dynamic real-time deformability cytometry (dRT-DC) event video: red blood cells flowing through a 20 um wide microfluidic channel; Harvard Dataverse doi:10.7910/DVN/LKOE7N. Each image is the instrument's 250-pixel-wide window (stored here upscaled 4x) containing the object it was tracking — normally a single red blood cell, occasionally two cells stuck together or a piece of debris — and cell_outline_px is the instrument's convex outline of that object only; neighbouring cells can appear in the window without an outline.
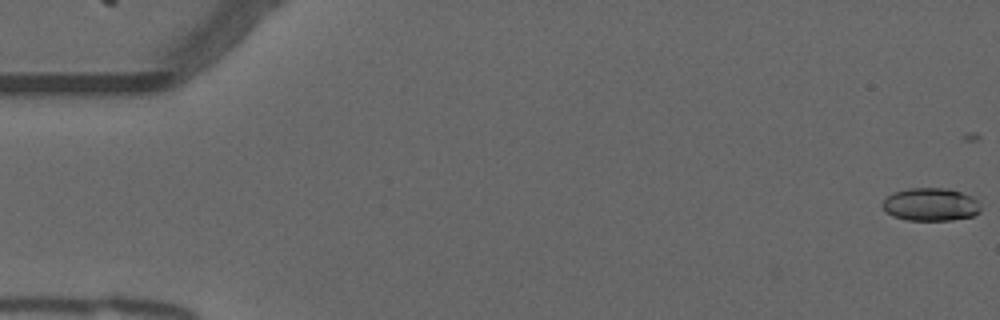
{"species": "common noctule bat (a hibernating species)", "species_latin": "Nyctalus noctula", "temperature_condition": "warm", "stored_images_in_passage": 21, "camera_frame_rate_fps": 3000, "um_per_image_px": 0.085, "animal": {"sex": "male", "forearm_length_mm": 52.5}, "frame": {"image": 1, "passage_image": 1, "time_ms": 0.0, "image_size_px": [1000, 320], "cell_outline_px": [[980, 212], [972, 216], [952, 220], [908, 220], [892, 216], [880, 204], [884, 196], [892, 192], [908, 188], [948, 188], [972, 196], [976, 200], [980, 208]], "centroid_in_image_um": [79.05, 17.37], "position_along_channel_um": 5.9, "area_um2": 19.02}}
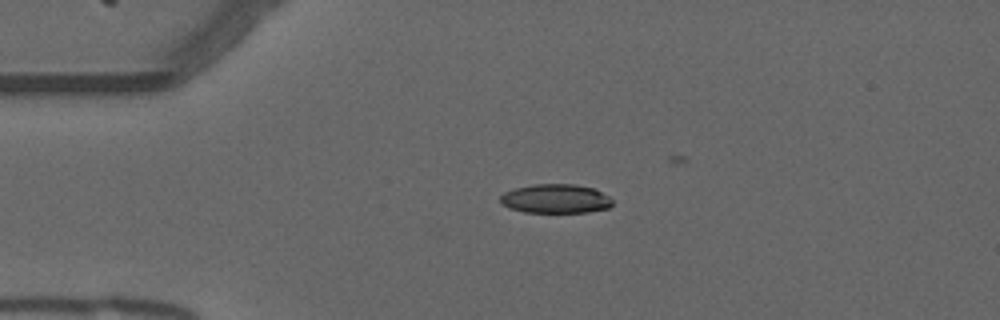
{"frame": {"image": 2, "passage_image": 13, "time_ms": 4.0, "image_size_px": [1000, 320], "cell_outline_px": [[612, 204], [608, 208], [588, 212], [524, 212], [508, 208], [500, 200], [500, 196], [504, 192], [516, 188], [532, 184], [576, 184], [592, 188], [608, 196], [612, 200]], "centroid_in_image_um": [47.21, 16.89], "position_along_channel_um": 37.8, "area_um2": 18.9}}
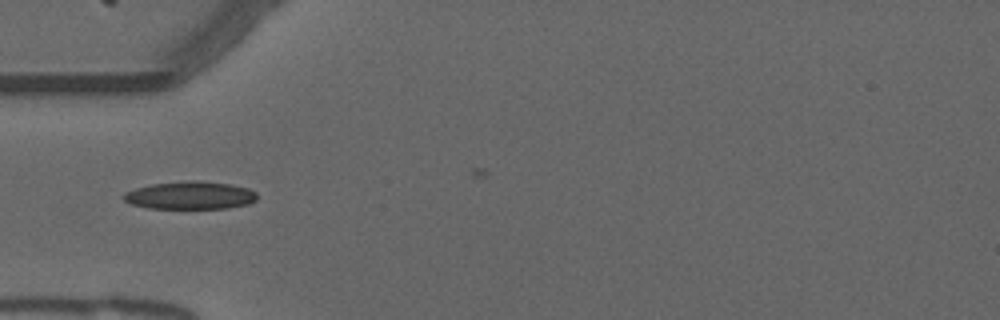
{"frame": {"image": 3, "passage_image": 18, "time_ms": 5.667, "image_size_px": [1000, 320], "cell_outline_px": [[256, 200], [248, 204], [228, 208], [148, 208], [132, 204], [124, 200], [124, 192], [136, 188], [152, 184], [192, 180], [196, 180], [228, 184], [248, 188], [256, 192]], "centroid_in_image_um": [16.17, 16.6], "position_along_channel_um": 68.8, "area_um2": 21.44}}